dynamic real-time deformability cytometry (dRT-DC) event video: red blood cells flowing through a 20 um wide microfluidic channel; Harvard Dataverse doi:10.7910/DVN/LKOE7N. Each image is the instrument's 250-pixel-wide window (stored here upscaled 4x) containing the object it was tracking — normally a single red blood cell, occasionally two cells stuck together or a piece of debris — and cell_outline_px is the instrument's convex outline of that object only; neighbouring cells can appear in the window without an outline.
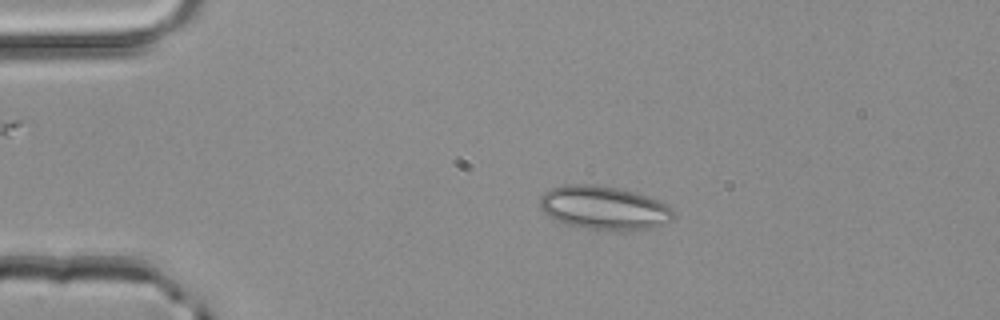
{"species": "common noctule bat (a hibernating species)", "species_latin": "Nyctalus noctula", "temperature_condition": "room temperature", "stored_images_in_passage": 50, "camera_frame_rate_fps": 3000, "um_per_image_px": 0.085, "animal": {"sex": "male", "body_mass_g": 20.4}, "frame": {"image": 1, "passage_image": 10, "time_ms": 3.0, "image_size_px": [1000, 320], "cell_outline_px": [[676, 216], [672, 220], [652, 228], [588, 228], [572, 224], [560, 220], [544, 212], [540, 208], [540, 196], [544, 192], [552, 188], [564, 184], [596, 184], [636, 192], [648, 196], [668, 204], [676, 212]], "centroid_in_image_um": [51.39, 17.61], "position_along_channel_um": 33.6, "area_um2": 33.18}}
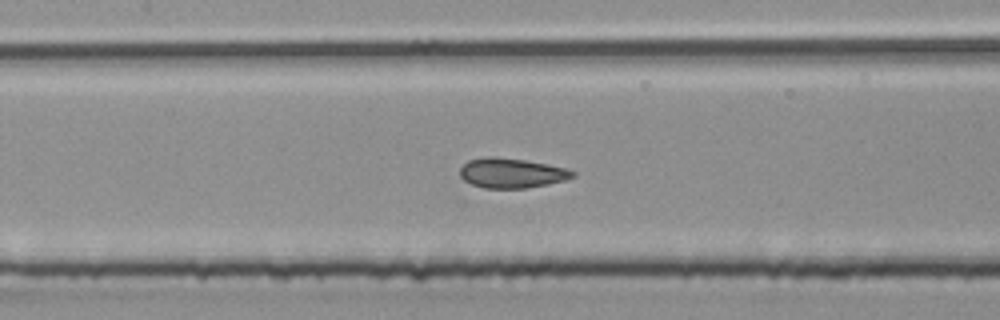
{"frame": {"image": 2, "passage_image": 23, "time_ms": 7.333, "image_size_px": [1000, 320], "cell_outline_px": [[576, 176], [564, 180], [548, 184], [524, 188], [484, 188], [472, 184], [464, 180], [460, 176], [460, 168], [468, 160], [484, 156], [492, 156], [524, 160], [548, 164], [564, 168], [576, 172]], "centroid_in_image_um": [43.47, 14.7], "position_along_channel_um": 163.9, "area_um2": 19.54}}
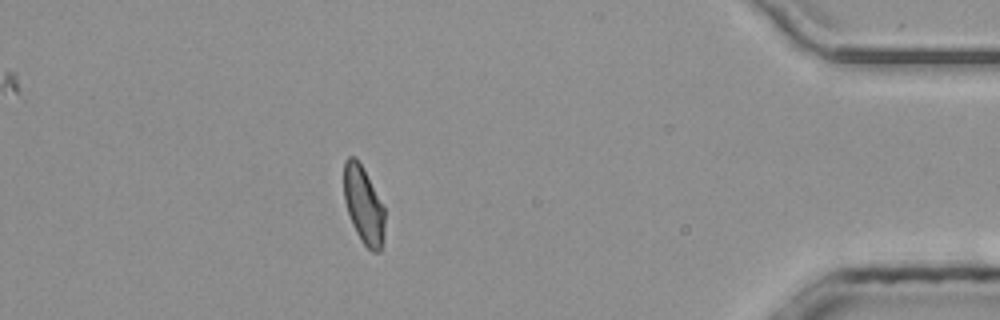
{"frame": {"image": 3, "passage_image": 44, "time_ms": 14.333, "image_size_px": [1000, 320], "cell_outline_px": [[384, 240], [380, 252], [372, 252], [364, 244], [356, 232], [352, 224], [344, 200], [344, 160], [348, 156], [356, 156], [384, 208]], "centroid_in_image_um": [30.89, 17.46], "position_along_channel_um": 404.3, "area_um2": 18.21}, "authors_computed_cell_mechanics": {"area_um2": 19.8543, "velocity_mm_per_s": 4.1316, "shape_relaxation_time_tau1_ms": 9.0318, "shape_relaxation_time_tau2_ms": 1.015, "deformation_change_tau1": 0.1429, "deformation_change_tau2": 0.0756}}